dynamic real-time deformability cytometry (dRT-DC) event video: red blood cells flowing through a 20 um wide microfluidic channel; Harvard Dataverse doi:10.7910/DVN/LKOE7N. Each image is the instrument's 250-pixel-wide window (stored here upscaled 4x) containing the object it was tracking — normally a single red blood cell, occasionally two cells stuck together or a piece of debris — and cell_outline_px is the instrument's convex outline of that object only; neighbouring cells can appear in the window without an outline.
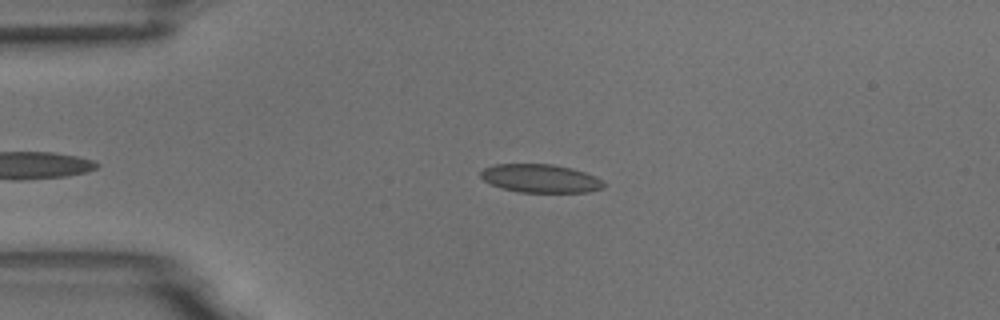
{"species": "common noctule bat (a hibernating species)", "species_latin": "Nyctalus noctula", "temperature_condition": "room temperature", "stored_images_in_passage": 2, "camera_frame_rate_fps": 3000, "um_per_image_px": 0.085, "animal": {"sex": "male", "body_mass_g": 18.8}, "frame": {"image": 1, "passage_image": 1, "time_ms": 0.0, "image_size_px": [1000, 320], "cell_outline_px": [[604, 188], [588, 192], [520, 192], [500, 188], [484, 180], [480, 176], [480, 172], [484, 168], [496, 164], [552, 164], [572, 168], [596, 176], [604, 180]], "centroid_in_image_um": [45.96, 15.17], "position_along_channel_um": 39.0, "area_um2": 20.4}}